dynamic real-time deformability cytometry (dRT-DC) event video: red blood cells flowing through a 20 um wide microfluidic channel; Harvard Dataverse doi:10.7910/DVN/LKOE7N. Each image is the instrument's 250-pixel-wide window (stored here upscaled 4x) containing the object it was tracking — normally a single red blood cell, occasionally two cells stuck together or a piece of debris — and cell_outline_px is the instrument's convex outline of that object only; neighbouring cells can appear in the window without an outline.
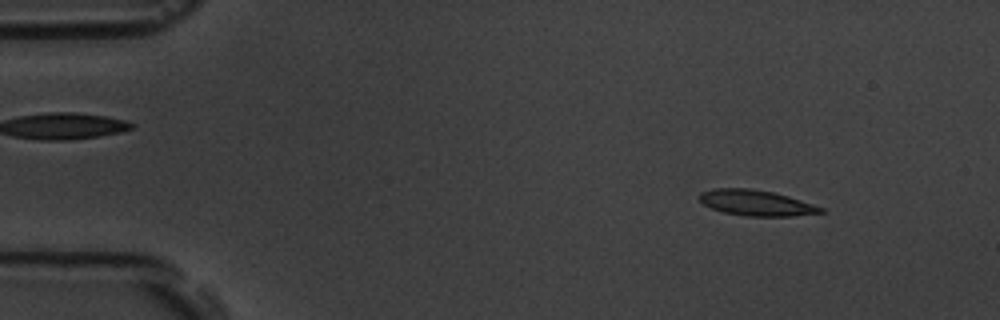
{"species": "common noctule bat (a hibernating species)", "species_latin": "Nyctalus noctula", "temperature_condition": "room temperature", "stored_images_in_passage": 53, "camera_frame_rate_fps": 3000, "um_per_image_px": 0.085, "animal": {"sex": "male", "body_mass_g": 19.5, "forearm_length_mm": 54.6}, "frame": {"image": 1, "passage_image": 6, "time_ms": 1.667, "image_size_px": [1000, 320], "cell_outline_px": [[828, 212], [792, 216], [744, 216], [724, 212], [712, 208], [704, 204], [696, 196], [700, 192], [716, 188], [752, 188], [772, 192], [788, 196], [824, 208]], "centroid_in_image_um": [64.27, 17.24], "position_along_channel_um": 20.7, "area_um2": 18.21}}
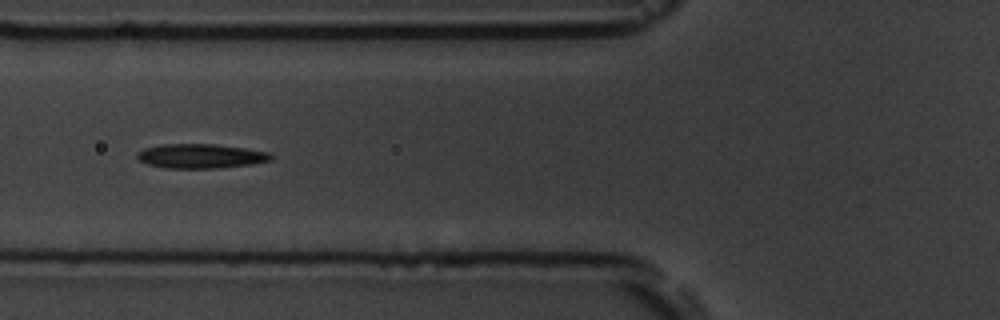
{"frame": {"image": 2, "passage_image": 20, "time_ms": 6.333, "image_size_px": [1000, 320], "cell_outline_px": [[272, 160], [252, 164], [220, 168], [164, 168], [148, 164], [140, 160], [136, 156], [136, 152], [144, 148], [160, 144], [212, 144], [244, 148], [268, 152], [272, 156]], "centroid_in_image_um": [17.03, 13.27], "position_along_channel_um": 108.8, "area_um2": 19.02}}
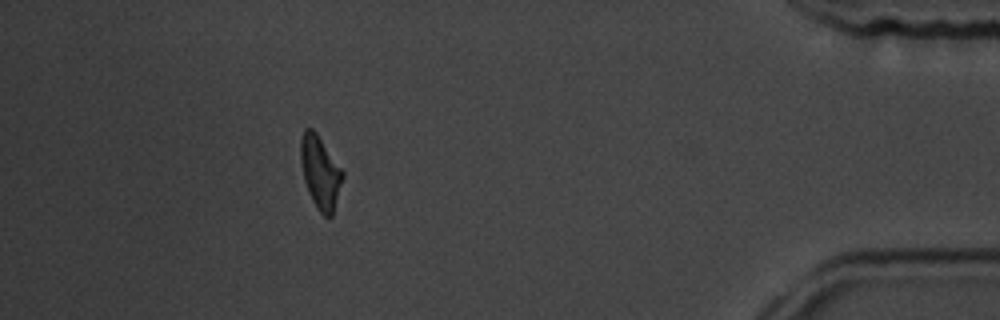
{"frame": {"image": 3, "passage_image": 48, "time_ms": 15.667, "image_size_px": [1000, 320], "cell_outline_px": [[344, 176], [332, 216], [324, 216], [316, 208], [308, 192], [304, 180], [300, 160], [300, 140], [304, 128], [312, 128], [316, 132], [344, 172]], "centroid_in_image_um": [27.21, 14.64], "position_along_channel_um": 408.0, "area_um2": 17.8}, "authors_computed_cell_mechanics": {"area_um2": 17.918, "velocity_mm_per_s": 3.7787, "shape_relaxation_time_tau1_ms": 5.5862, "shape_relaxation_time_tau2_ms": null, "deformation_change_tau1": 0.1499, "deformation_change_tau2": null}}